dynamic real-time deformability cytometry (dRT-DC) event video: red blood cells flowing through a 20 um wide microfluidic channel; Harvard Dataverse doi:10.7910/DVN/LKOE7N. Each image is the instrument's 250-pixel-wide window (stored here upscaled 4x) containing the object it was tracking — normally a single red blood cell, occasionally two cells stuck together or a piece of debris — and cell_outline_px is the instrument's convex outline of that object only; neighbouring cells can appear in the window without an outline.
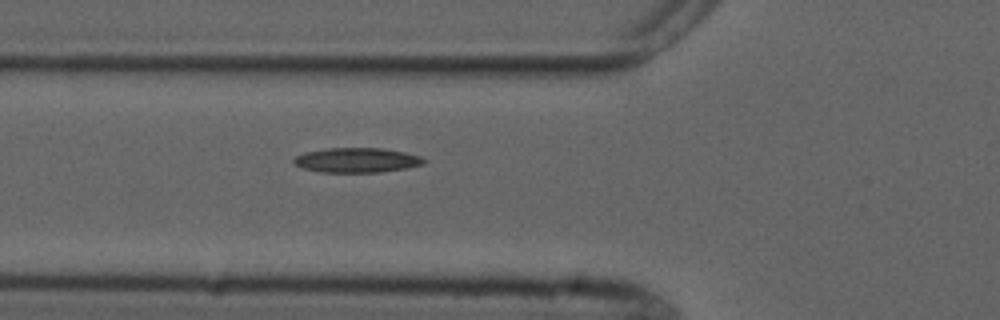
{"species": "common noctule bat (a hibernating species)", "species_latin": "Nyctalus noctula", "temperature_condition": "cold", "stored_images_in_passage": 7, "camera_frame_rate_fps": 3000, "um_per_image_px": 0.085, "animal": {"sex": "male", "forearm_length_mm": 52.5}, "frame": {"image": 1, "passage_image": 7, "time_ms": 8.0, "image_size_px": [1000, 320], "cell_outline_px": [[428, 160], [424, 164], [408, 168], [380, 172], [320, 172], [304, 168], [296, 164], [292, 160], [296, 156], [304, 152], [328, 148], [384, 148], [404, 152], [420, 156]], "centroid_in_image_um": [30.37, 13.61], "position_along_channel_um": 95.4, "area_um2": 18.79}}